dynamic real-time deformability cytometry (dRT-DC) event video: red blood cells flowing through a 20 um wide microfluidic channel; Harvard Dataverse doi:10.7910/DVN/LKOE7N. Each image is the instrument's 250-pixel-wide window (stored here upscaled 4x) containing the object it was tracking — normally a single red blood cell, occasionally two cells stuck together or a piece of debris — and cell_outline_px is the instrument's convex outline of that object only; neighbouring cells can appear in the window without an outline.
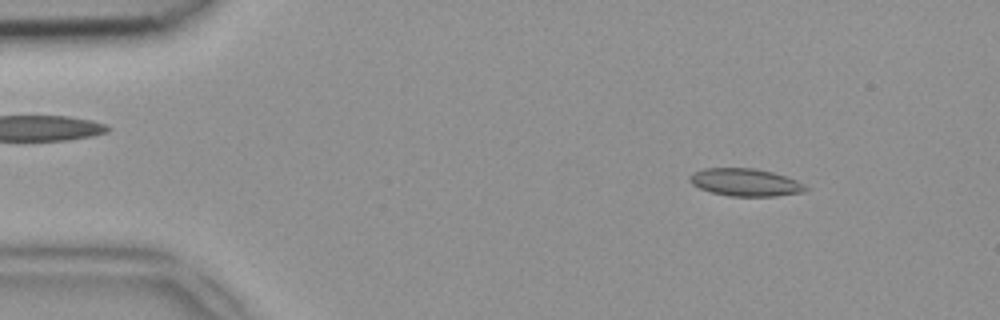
{"species": "common noctule bat (a hibernating species)", "species_latin": "Nyctalus noctula", "temperature_condition": "room temperature", "stored_images_in_passage": 48, "camera_frame_rate_fps": 3000, "um_per_image_px": 0.085, "animal": {"sex": "female", "body_mass_g": 18.4}, "frame": {"image": 1, "passage_image": 6, "time_ms": 1.667, "image_size_px": [1000, 320], "cell_outline_px": [[808, 188], [804, 192], [776, 196], [732, 196], [712, 192], [700, 188], [692, 184], [688, 180], [688, 176], [692, 172], [704, 168], [752, 168], [772, 172], [796, 180], [804, 184]], "centroid_in_image_um": [63.33, 15.49], "position_along_channel_um": 21.7, "area_um2": 18.55}}
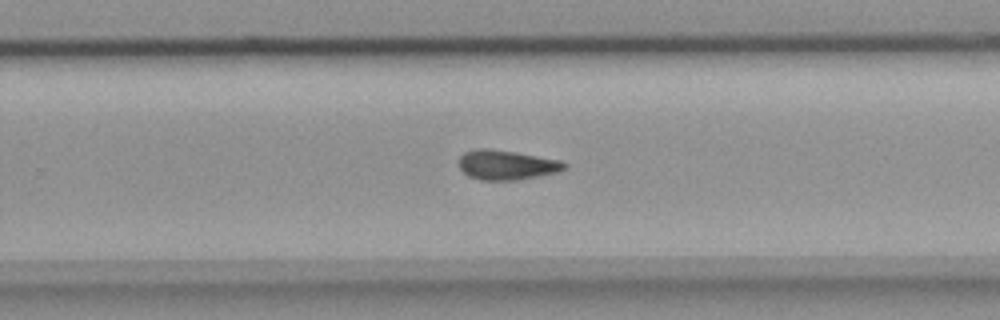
{"frame": {"image": 2, "passage_image": 31, "time_ms": 10.0, "image_size_px": [1000, 320], "cell_outline_px": [[568, 164], [564, 168], [556, 172], [516, 180], [480, 180], [468, 176], [460, 168], [456, 160], [464, 152], [476, 148], [492, 148], [516, 152], [560, 160]], "centroid_in_image_um": [42.99, 14.0], "position_along_channel_um": 286.8, "area_um2": 18.32}}
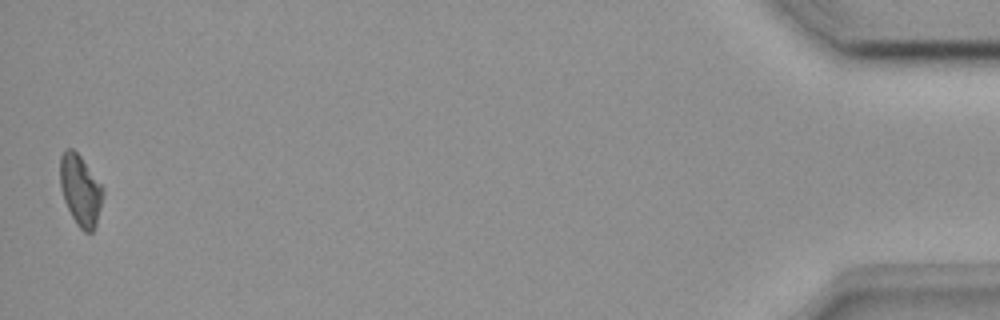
{"frame": {"image": 3, "passage_image": 48, "time_ms": 15.667, "image_size_px": [1000, 320], "cell_outline_px": [[104, 196], [96, 224], [92, 232], [84, 232], [76, 224], [64, 200], [60, 188], [60, 156], [68, 148], [72, 148], [80, 156], [104, 188]], "centroid_in_image_um": [6.84, 16.18], "position_along_channel_um": 428.4, "area_um2": 17.63}}